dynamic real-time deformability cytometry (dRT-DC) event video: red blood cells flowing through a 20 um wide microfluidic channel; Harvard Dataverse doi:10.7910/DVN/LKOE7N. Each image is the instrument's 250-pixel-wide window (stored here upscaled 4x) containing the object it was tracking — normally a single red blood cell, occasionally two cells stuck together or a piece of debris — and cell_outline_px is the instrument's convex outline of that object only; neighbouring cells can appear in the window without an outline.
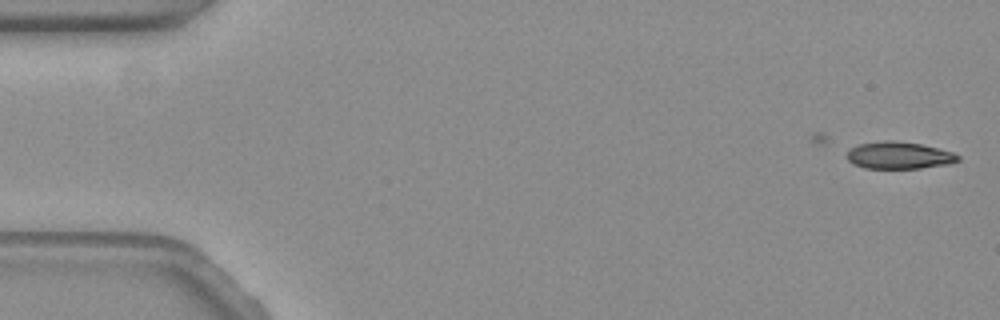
{"species": "common noctule bat (a hibernating species)", "species_latin": "Nyctalus noctula", "temperature_condition": "warm", "stored_images_in_passage": 17, "camera_frame_rate_fps": 3000, "um_per_image_px": 0.085, "animal": {"sex": "female", "body_mass_g": 19.3, "forearm_length_mm": 54.1}, "frame": {"image": 1, "passage_image": 1, "time_ms": 0.0, "image_size_px": [1000, 320], "cell_outline_px": [[960, 160], [948, 164], [920, 168], [864, 168], [852, 164], [848, 160], [848, 152], [852, 148], [860, 144], [884, 140], [892, 140], [920, 144], [952, 152], [960, 156]], "centroid_in_image_um": [76.41, 13.21], "position_along_channel_um": 8.6, "area_um2": 17.34}}
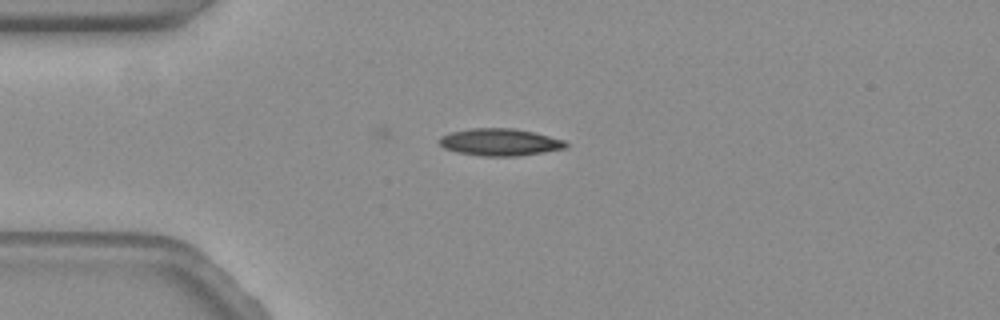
{"frame": {"image": 2, "passage_image": 14, "time_ms": 4.333, "image_size_px": [1000, 320], "cell_outline_px": [[568, 144], [564, 148], [544, 152], [520, 156], [480, 156], [456, 152], [444, 148], [436, 140], [440, 136], [448, 132], [472, 128], [512, 128], [532, 132], [564, 140]], "centroid_in_image_um": [42.41, 12.08], "position_along_channel_um": 42.6, "area_um2": 20.11}}